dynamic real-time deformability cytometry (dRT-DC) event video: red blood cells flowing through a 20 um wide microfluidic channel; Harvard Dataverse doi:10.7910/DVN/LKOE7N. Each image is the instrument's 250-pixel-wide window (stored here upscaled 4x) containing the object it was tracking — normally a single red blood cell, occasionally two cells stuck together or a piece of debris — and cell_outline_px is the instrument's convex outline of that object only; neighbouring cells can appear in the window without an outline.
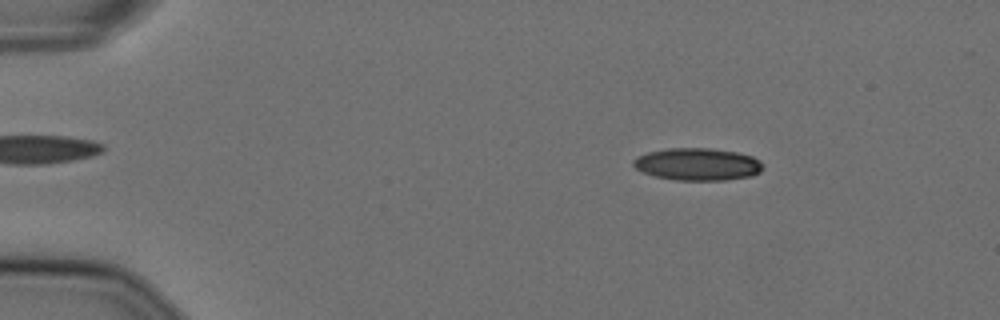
{"species": "Egyptian fruit bat (a non-hibernating species)", "species_latin": "Rousettus aegyptiacus", "temperature_condition": "cold", "stored_images_in_passage": 11, "camera_frame_rate_fps": 3000, "um_per_image_px": 0.085, "animal": {"sex": "female"}, "frame": {"image": 1, "passage_image": 6, "time_ms": 1.667, "image_size_px": [1000, 320], "cell_outline_px": [[764, 168], [760, 172], [752, 176], [724, 180], [676, 180], [656, 176], [644, 172], [636, 168], [632, 164], [632, 160], [636, 156], [648, 152], [668, 148], [712, 148], [736, 152], [752, 156], [760, 160], [764, 164]], "centroid_in_image_um": [59.32, 13.95], "position_along_channel_um": 25.7, "area_um2": 24.57}}